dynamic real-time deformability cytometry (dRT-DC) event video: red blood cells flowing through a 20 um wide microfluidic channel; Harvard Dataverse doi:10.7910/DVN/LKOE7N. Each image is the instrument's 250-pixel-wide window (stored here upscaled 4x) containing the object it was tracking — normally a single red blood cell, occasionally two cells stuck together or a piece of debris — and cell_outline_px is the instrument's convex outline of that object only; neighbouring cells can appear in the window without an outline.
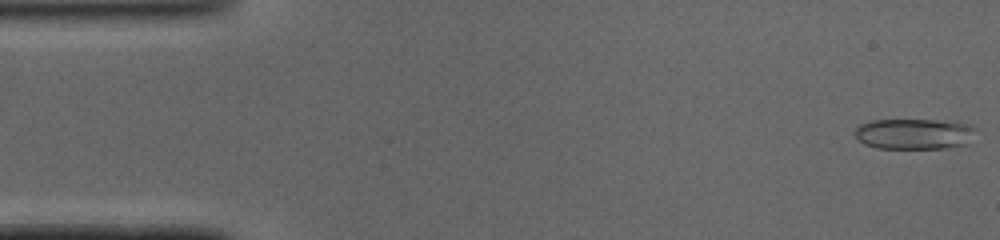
{"species": "common noctule bat (a hibernating species)", "species_latin": "Nyctalus noctula", "temperature_condition": "cold", "stored_images_in_passage": 48, "camera_frame_rate_fps": 3000, "um_per_image_px": 0.085, "animal": {"sex": "male", "body_mass_g": 19.0, "forearm_length_mm": 50.8}, "frame": {"image": 1, "passage_image": 1, "time_ms": 0.0, "image_size_px": [1000, 240], "cell_outline_px": [[976, 128], [968, 144], [944, 148], [876, 148], [864, 144], [856, 136], [856, 128], [860, 124], [872, 120], [960, 120], [972, 124]], "centroid_in_image_um": [77.78, 11.36], "position_along_channel_um": 7.2, "area_um2": 21.91}}
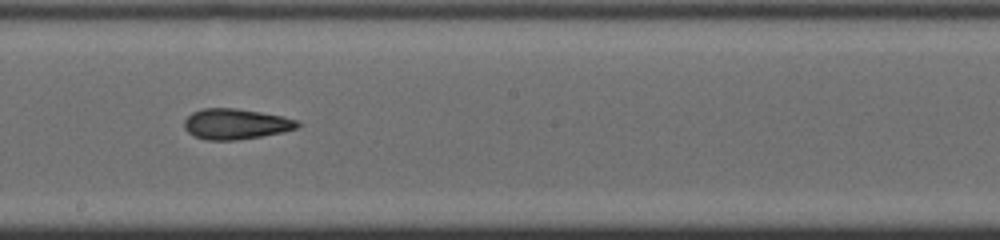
{"frame": {"image": 2, "passage_image": 26, "time_ms": 8.333, "image_size_px": [1000, 240], "cell_outline_px": [[300, 124], [296, 128], [284, 132], [236, 140], [204, 140], [188, 132], [184, 128], [184, 120], [192, 112], [204, 108], [236, 108], [260, 112], [280, 116], [296, 120]], "centroid_in_image_um": [20.0, 10.54], "position_along_channel_um": 228.2, "area_um2": 20.0}}
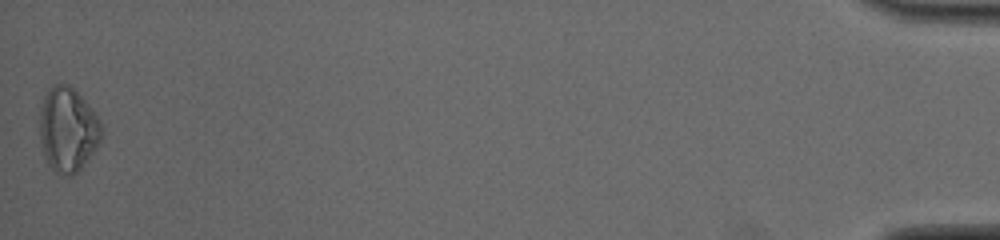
{"frame": {"image": 3, "passage_image": 48, "time_ms": 15.667, "image_size_px": [1000, 240], "cell_outline_px": [[104, 128], [100, 140], [88, 160], [72, 176], [68, 176], [56, 172], [48, 164], [44, 156], [40, 140], [40, 108], [44, 96], [48, 88], [52, 84], [68, 84], [84, 100], [100, 120]], "centroid_in_image_um": [5.75, 11.01], "position_along_channel_um": 429.4, "area_um2": 30.35}, "authors_computed_cell_mechanics": {"area_um2": 20.7502, "velocity_mm_per_s": 4.1215, "shape_relaxation_time_tau1_ms": 9.0618, "shape_relaxation_time_tau2_ms": 3.6457, "deformation_change_tau1": 0.1887, "deformation_change_tau2": 0.1062}}